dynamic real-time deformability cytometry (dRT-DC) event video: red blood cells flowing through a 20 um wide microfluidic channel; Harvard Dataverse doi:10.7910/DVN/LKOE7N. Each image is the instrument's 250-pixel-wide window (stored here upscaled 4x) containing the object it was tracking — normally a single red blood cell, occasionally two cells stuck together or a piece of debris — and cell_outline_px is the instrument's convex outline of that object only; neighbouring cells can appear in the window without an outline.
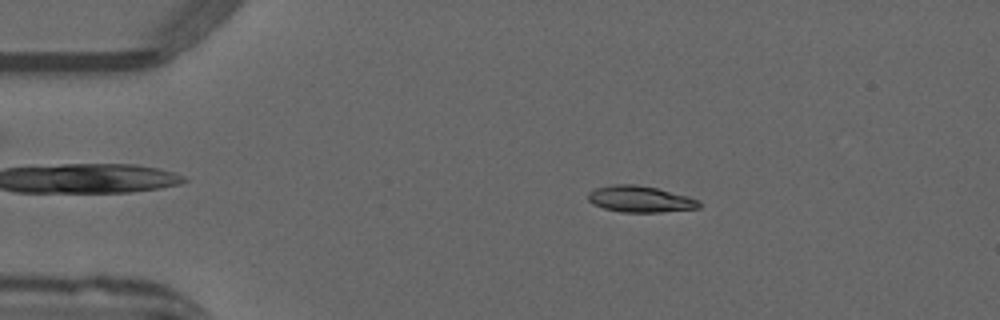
{"species": "common noctule bat (a hibernating species)", "species_latin": "Nyctalus noctula", "temperature_condition": "warm", "stored_images_in_passage": 51, "camera_frame_rate_fps": 3000, "um_per_image_px": 0.085, "animal": {"sex": "male", "forearm_length_mm": 52.5}, "frame": {"image": 1, "passage_image": 9, "time_ms": 2.667, "image_size_px": [1000, 320], "cell_outline_px": [[700, 208], [660, 212], [620, 212], [604, 208], [592, 204], [588, 200], [588, 192], [596, 188], [612, 184], [636, 184], [656, 188], [688, 196], [700, 200]], "centroid_in_image_um": [54.4, 16.92], "position_along_channel_um": 30.6, "area_um2": 17.11}}
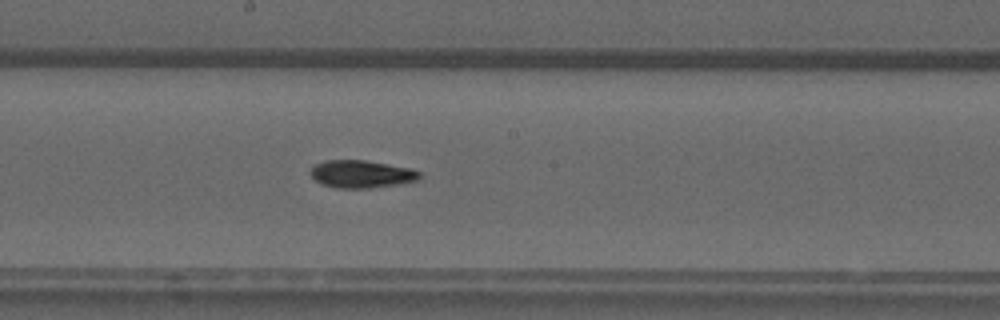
{"frame": {"image": 2, "passage_image": 27, "time_ms": 8.667, "image_size_px": [1000, 320], "cell_outline_px": [[420, 176], [416, 180], [396, 184], [368, 188], [336, 188], [324, 184], [316, 180], [312, 176], [312, 168], [316, 164], [324, 160], [364, 160], [412, 168], [420, 172]], "centroid_in_image_um": [30.73, 14.78], "position_along_channel_um": 217.5, "area_um2": 17.22}}
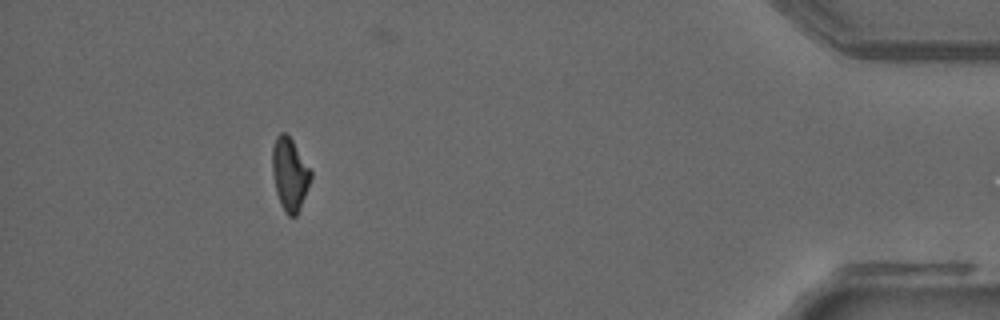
{"frame": {"image": 3, "passage_image": 46, "time_ms": 15.0, "image_size_px": [1000, 320], "cell_outline_px": [[312, 176], [300, 208], [296, 216], [288, 216], [284, 212], [280, 204], [276, 192], [272, 172], [272, 148], [276, 136], [280, 132], [284, 132], [292, 140], [312, 172]], "centroid_in_image_um": [24.61, 14.81], "position_along_channel_um": 410.6, "area_um2": 16.24}, "authors_computed_cell_mechanics": {"area_um2": 16.762, "velocity_mm_per_s": 3.9944, "shape_relaxation_time_tau1_ms": 8.675, "shape_relaxation_time_tau2_ms": 3.6236, "deformation_change_tau1": 0.2251, "deformation_change_tau2": 0.0875}}